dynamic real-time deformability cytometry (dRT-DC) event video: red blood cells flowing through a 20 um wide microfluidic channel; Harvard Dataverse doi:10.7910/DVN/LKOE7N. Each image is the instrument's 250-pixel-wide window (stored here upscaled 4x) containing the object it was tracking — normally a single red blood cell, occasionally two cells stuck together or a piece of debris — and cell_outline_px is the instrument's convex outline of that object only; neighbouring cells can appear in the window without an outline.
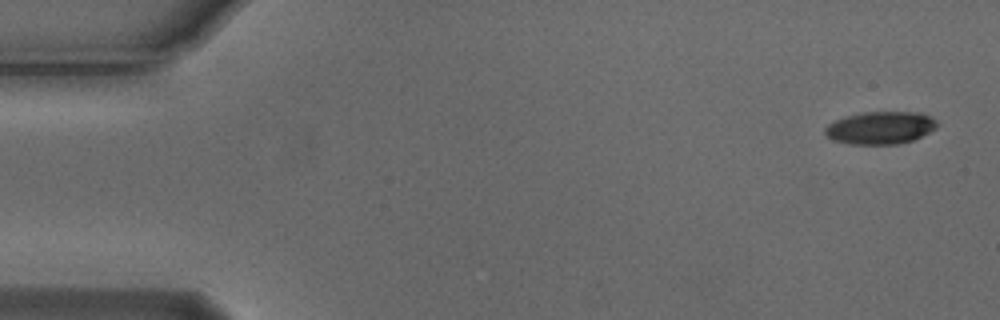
{"species": "Egyptian fruit bat (a non-hibernating species)", "species_latin": "Rousettus aegyptiacus", "temperature_condition": "cold", "stored_images_in_passage": 5, "camera_frame_rate_fps": 3000, "um_per_image_px": 0.085, "animal": {"sex": "male"}, "frame": {"image": 1, "passage_image": 1, "time_ms": 0.0, "image_size_px": [1000, 320], "cell_outline_px": [[936, 128], [912, 140], [896, 144], [852, 144], [836, 140], [828, 136], [824, 132], [824, 128], [828, 124], [836, 120], [848, 116], [864, 112], [920, 112], [936, 120]], "centroid_in_image_um": [74.83, 10.85], "position_along_channel_um": 10.2, "area_um2": 20.87}}
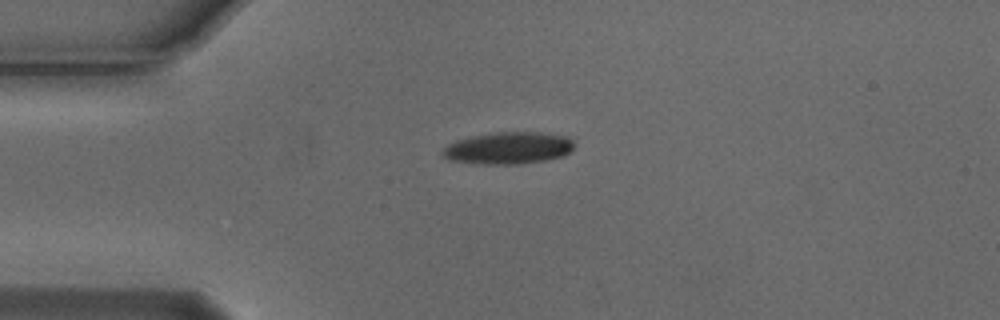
{"frame": {"image": 2, "passage_image": 4, "time_ms": 1.0, "image_size_px": [1000, 320], "cell_outline_px": [[572, 148], [564, 156], [544, 160], [520, 164], [480, 164], [448, 160], [440, 156], [440, 152], [448, 144], [456, 140], [472, 136], [496, 132], [540, 132], [568, 136], [572, 140]], "centroid_in_image_um": [43.16, 12.59], "position_along_channel_um": 41.8, "area_um2": 24.68}}